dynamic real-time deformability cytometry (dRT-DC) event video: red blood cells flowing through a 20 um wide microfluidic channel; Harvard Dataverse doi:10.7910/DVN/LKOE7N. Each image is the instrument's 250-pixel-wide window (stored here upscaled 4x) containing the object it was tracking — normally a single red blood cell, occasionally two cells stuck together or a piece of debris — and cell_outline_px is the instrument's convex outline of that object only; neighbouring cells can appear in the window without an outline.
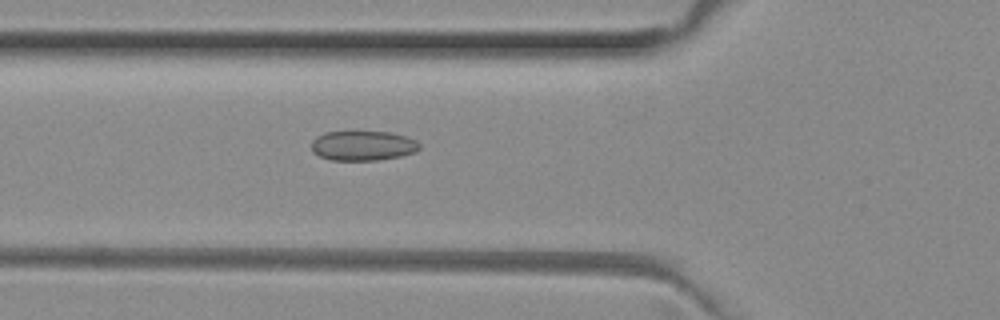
{"species": "common noctule bat (a hibernating species)", "species_latin": "Nyctalus noctula", "temperature_condition": "room temperature", "stored_images_in_passage": 12, "camera_frame_rate_fps": 3000, "um_per_image_px": 0.085, "animal": {"sex": "female", "body_mass_g": 29.2, "forearm_length_mm": 56.3}, "frame": {"image": 1, "passage_image": 3, "time_ms": 0.667, "image_size_px": [1000, 320], "cell_outline_px": [[420, 148], [416, 152], [400, 156], [380, 160], [328, 160], [312, 152], [312, 140], [316, 136], [324, 132], [392, 132], [416, 140], [420, 144]], "centroid_in_image_um": [30.84, 12.39], "position_along_channel_um": 95.0, "area_um2": 18.84}}